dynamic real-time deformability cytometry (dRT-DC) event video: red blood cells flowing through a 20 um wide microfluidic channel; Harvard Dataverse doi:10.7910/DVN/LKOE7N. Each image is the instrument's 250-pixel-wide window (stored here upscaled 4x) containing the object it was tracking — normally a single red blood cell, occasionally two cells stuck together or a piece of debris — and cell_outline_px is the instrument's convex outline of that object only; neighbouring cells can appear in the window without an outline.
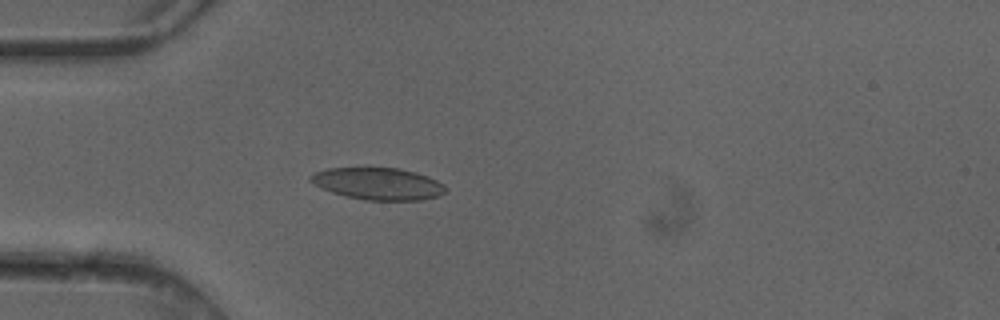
{"species": "common noctule bat (a hibernating species)", "species_latin": "Nyctalus noctula", "temperature_condition": "cold", "stored_images_in_passage": 4, "camera_frame_rate_fps": 3000, "um_per_image_px": 0.085, "animal": {"sex": "female"}, "frame": {"image": 1, "passage_image": 4, "time_ms": 1.0, "image_size_px": [1000, 320], "cell_outline_px": [[448, 188], [440, 196], [420, 200], [364, 200], [332, 192], [320, 188], [308, 180], [308, 176], [312, 172], [328, 168], [368, 164], [400, 168], [416, 172], [428, 176], [444, 184]], "centroid_in_image_um": [32.08, 15.55], "position_along_channel_um": 52.9, "area_um2": 26.41}}